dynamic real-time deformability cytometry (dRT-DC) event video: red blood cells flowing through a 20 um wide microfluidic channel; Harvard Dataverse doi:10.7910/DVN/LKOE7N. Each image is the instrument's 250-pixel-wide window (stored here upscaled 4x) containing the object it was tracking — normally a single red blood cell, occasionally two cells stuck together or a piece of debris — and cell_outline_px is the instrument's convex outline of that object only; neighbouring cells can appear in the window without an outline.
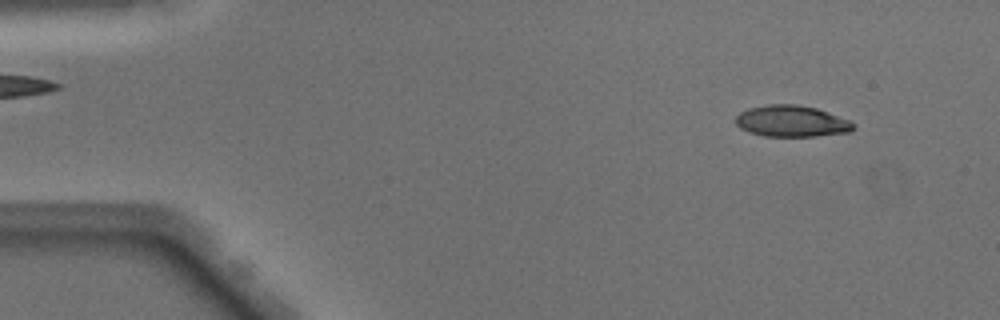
{"species": "Egyptian fruit bat (a non-hibernating species)", "species_latin": "Rousettus aegyptiacus", "temperature_condition": "warm", "stored_images_in_passage": 48, "camera_frame_rate_fps": 3000, "um_per_image_px": 0.085, "animal": {"sex": "male"}, "frame": {"image": 1, "passage_image": 4, "time_ms": 1.0, "image_size_px": [1000, 320], "cell_outline_px": [[856, 128], [852, 132], [816, 136], [764, 136], [748, 132], [740, 128], [736, 124], [736, 116], [740, 112], [748, 108], [768, 104], [796, 104], [816, 108], [828, 112], [848, 120], [856, 124]], "centroid_in_image_um": [67.3, 10.3], "position_along_channel_um": 17.7, "area_um2": 21.68}}
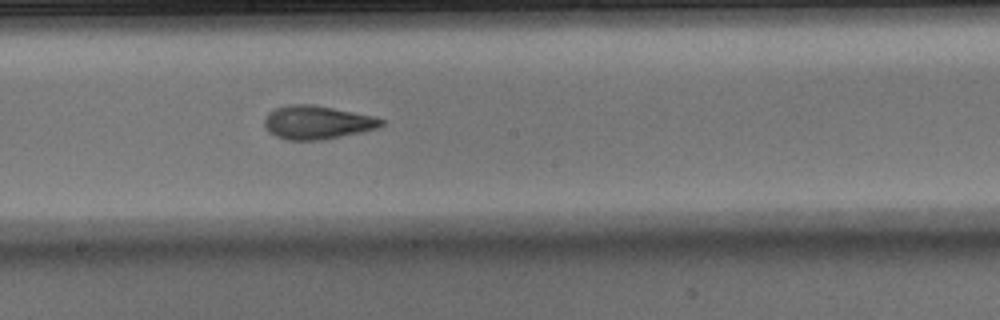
{"frame": {"image": 2, "passage_image": 26, "time_ms": 8.333, "image_size_px": [1000, 320], "cell_outline_px": [[384, 124], [376, 128], [360, 132], [324, 140], [284, 140], [268, 132], [264, 124], [264, 120], [268, 112], [276, 108], [288, 104], [312, 104], [376, 116], [384, 120]], "centroid_in_image_um": [26.94, 10.4], "position_along_channel_um": 221.3, "area_um2": 22.95}}
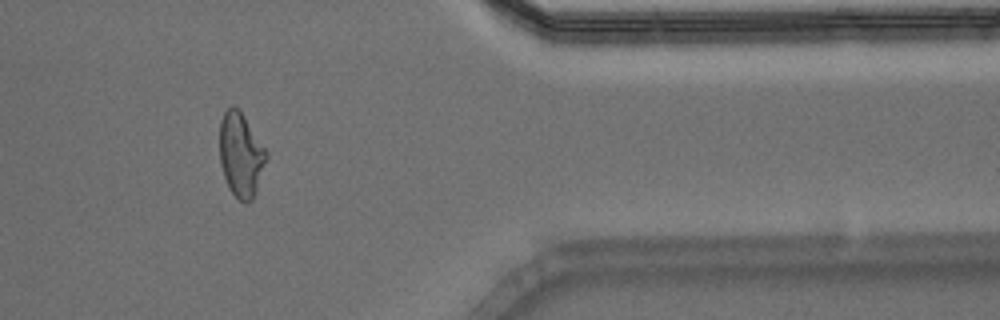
{"frame": {"image": 3, "passage_image": 40, "time_ms": 13.0, "image_size_px": [1000, 320], "cell_outline_px": [[268, 156], [252, 200], [248, 204], [244, 204], [228, 188], [220, 164], [220, 120], [224, 112], [232, 104], [240, 108], [268, 152]], "centroid_in_image_um": [20.47, 13.12], "position_along_channel_um": 390.9, "area_um2": 23.12}, "authors_computed_cell_mechanics": {"area_um2": 22.542, "velocity_mm_per_s": 4.0868, "shape_relaxation_time_tau1_ms": 5.6127, "shape_relaxation_time_tau2_ms": 1.5012, "deformation_change_tau1": 0.2201, "deformation_change_tau2": 0.0772}}